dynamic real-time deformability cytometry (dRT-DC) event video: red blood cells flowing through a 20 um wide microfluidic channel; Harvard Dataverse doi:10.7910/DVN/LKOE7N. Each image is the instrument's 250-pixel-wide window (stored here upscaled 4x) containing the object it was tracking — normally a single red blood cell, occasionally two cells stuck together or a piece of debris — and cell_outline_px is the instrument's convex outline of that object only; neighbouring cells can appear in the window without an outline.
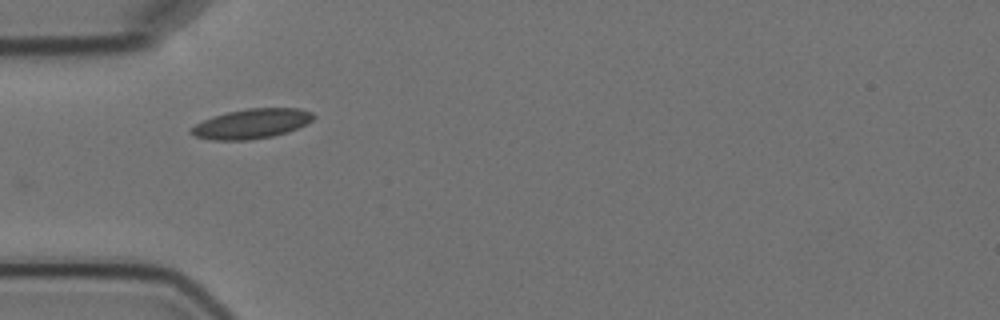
{"species": "Egyptian fruit bat (a non-hibernating species)", "species_latin": "Rousettus aegyptiacus", "temperature_condition": "cold", "stored_images_in_passage": 14, "camera_frame_rate_fps": 3000, "um_per_image_px": 0.085, "animal": {"sex": "female"}, "frame": {"image": 1, "passage_image": 4, "time_ms": 4.333, "image_size_px": [1000, 320], "cell_outline_px": [[316, 116], [308, 124], [288, 132], [272, 136], [248, 140], [212, 140], [196, 136], [188, 132], [196, 124], [204, 120], [228, 112], [248, 108], [300, 108], [312, 112]], "centroid_in_image_um": [21.45, 10.51], "position_along_channel_um": 63.6, "area_um2": 21.1}}
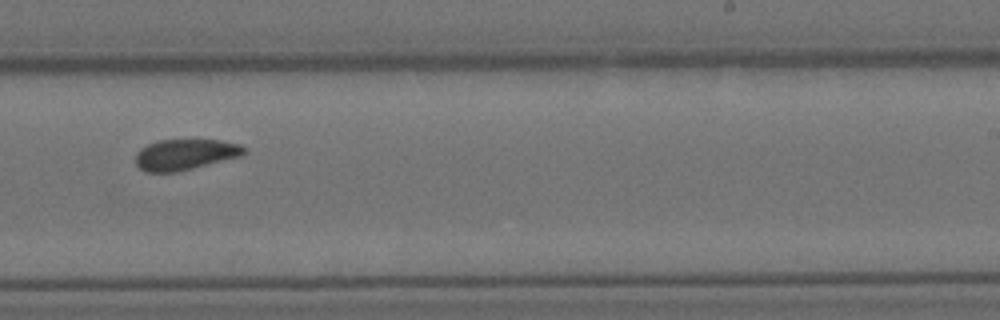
{"frame": {"image": 2, "passage_image": 9, "time_ms": 10.333, "image_size_px": [1000, 320], "cell_outline_px": [[244, 152], [240, 156], [176, 172], [144, 172], [136, 164], [136, 152], [140, 148], [148, 144], [160, 140], [220, 140], [240, 144], [244, 148]], "centroid_in_image_um": [15.69, 13.13], "position_along_channel_um": 273.3, "area_um2": 19.25}}
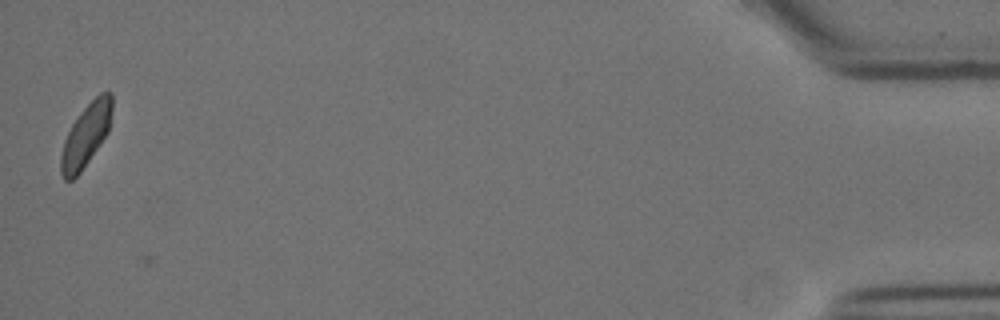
{"frame": {"image": 3, "passage_image": 14, "time_ms": 17.333, "image_size_px": [1000, 320], "cell_outline_px": [[112, 108], [108, 132], [80, 172], [72, 180], [64, 180], [60, 172], [60, 156], [64, 140], [72, 124], [80, 112], [100, 92], [112, 92]], "centroid_in_image_um": [7.28, 11.5], "position_along_channel_um": 427.9, "area_um2": 18.44}, "authors_computed_cell_mechanics": {"area_um2": 19.3341, "velocity_mm_per_s": 3.5253, "shape_relaxation_time_tau1_ms": null, "shape_relaxation_time_tau2_ms": 1.976, "deformation_change_tau1": null, "deformation_change_tau2": 0.0317}}